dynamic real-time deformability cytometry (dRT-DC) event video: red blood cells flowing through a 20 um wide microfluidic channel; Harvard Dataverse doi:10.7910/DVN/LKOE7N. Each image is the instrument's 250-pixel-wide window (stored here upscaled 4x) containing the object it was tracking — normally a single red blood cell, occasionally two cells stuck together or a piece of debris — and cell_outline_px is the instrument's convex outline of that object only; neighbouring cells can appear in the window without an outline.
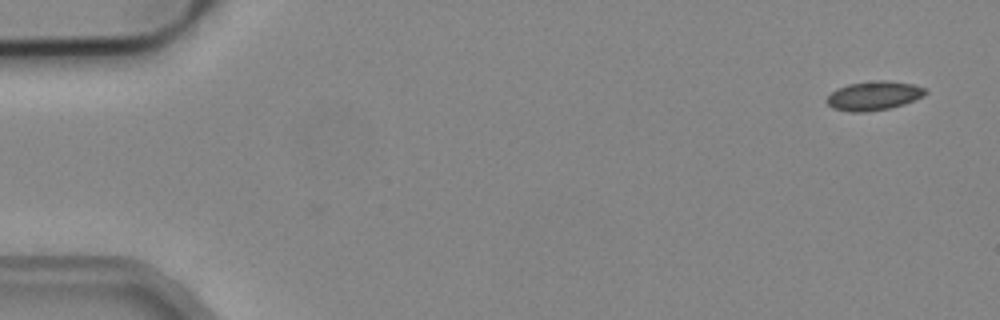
{"species": "common noctule bat (a hibernating species)", "species_latin": "Nyctalus noctula", "temperature_condition": "cold", "stored_images_in_passage": 2, "camera_frame_rate_fps": 3000, "um_per_image_px": 0.085, "animal": {"sex": "male", "body_mass_g": 19.2, "forearm_length_mm": 51.8}, "frame": {"image": 1, "passage_image": 2, "time_ms": 0.333, "image_size_px": [1000, 320], "cell_outline_px": [[928, 92], [924, 96], [904, 104], [888, 108], [864, 112], [852, 112], [832, 108], [824, 100], [836, 88], [848, 84], [876, 80], [888, 80], [912, 84], [924, 88]], "centroid_in_image_um": [74.25, 8.13], "position_along_channel_um": 10.7, "area_um2": 16.7}}